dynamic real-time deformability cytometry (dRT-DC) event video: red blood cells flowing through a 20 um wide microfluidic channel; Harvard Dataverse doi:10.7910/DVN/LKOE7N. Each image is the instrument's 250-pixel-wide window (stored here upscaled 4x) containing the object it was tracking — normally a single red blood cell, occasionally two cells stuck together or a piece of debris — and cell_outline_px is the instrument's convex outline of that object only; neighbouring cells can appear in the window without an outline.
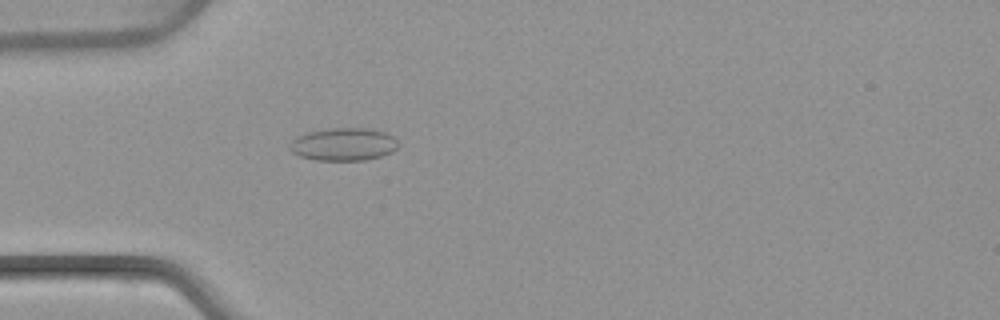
{"species": "common noctule bat (a hibernating species)", "species_latin": "Nyctalus noctula", "temperature_condition": "warm", "stored_images_in_passage": 4, "camera_frame_rate_fps": 3000, "um_per_image_px": 0.085, "animal": {"sex": "female", "body_mass_g": 22.7, "forearm_length_mm": 54.2}, "frame": {"image": 1, "passage_image": 4, "time_ms": 4.333, "image_size_px": [1000, 320], "cell_outline_px": [[400, 144], [392, 152], [380, 156], [364, 160], [316, 160], [300, 156], [292, 152], [288, 148], [292, 140], [296, 136], [308, 132], [328, 128], [372, 128], [384, 132], [392, 136]], "centroid_in_image_um": [29.19, 12.25], "position_along_channel_um": 55.8, "area_um2": 20.81}}